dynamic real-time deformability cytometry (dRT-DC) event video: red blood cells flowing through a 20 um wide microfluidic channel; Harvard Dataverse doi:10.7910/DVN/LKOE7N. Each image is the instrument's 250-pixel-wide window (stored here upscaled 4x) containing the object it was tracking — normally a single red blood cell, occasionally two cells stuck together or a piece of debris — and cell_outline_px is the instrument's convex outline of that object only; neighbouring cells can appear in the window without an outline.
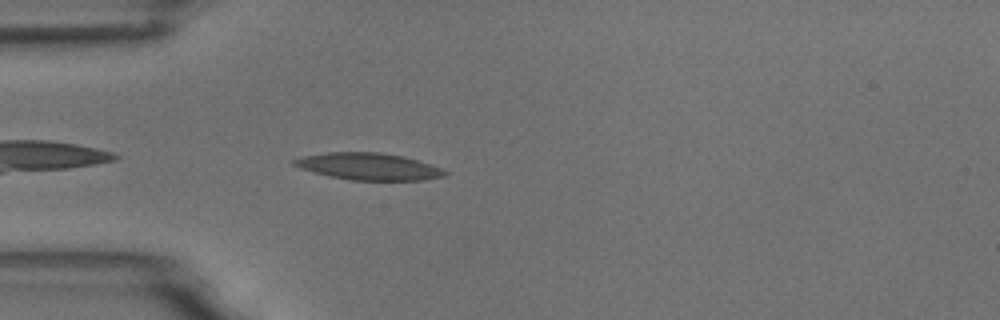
{"species": "common noctule bat (a hibernating species)", "species_latin": "Nyctalus noctula", "temperature_condition": "room temperature", "stored_images_in_passage": 6, "camera_frame_rate_fps": 3000, "um_per_image_px": 0.085, "animal": {"sex": "male", "body_mass_g": 18.8}, "frame": {"image": 1, "passage_image": 6, "time_ms": 6.667, "image_size_px": [1000, 320], "cell_outline_px": [[448, 176], [424, 180], [352, 180], [332, 176], [300, 168], [292, 164], [292, 160], [304, 156], [328, 152], [380, 152], [400, 156], [432, 164], [448, 172]], "centroid_in_image_um": [31.38, 14.15], "position_along_channel_um": 53.6, "area_um2": 23.41}}